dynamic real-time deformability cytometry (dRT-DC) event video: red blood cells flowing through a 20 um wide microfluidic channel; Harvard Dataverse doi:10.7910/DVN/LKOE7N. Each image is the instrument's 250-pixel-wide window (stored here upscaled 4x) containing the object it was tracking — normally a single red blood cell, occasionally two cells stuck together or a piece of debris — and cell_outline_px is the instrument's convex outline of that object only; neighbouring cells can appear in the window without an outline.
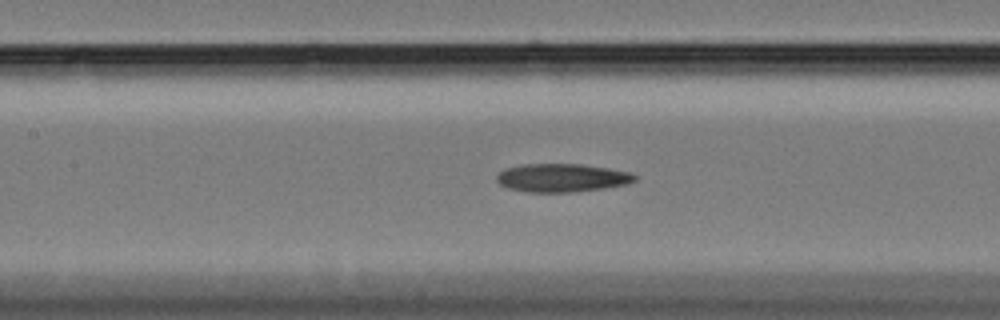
{"species": "Egyptian fruit bat (a non-hibernating species)", "species_latin": "Rousettus aegyptiacus", "temperature_condition": "cold", "stored_images_in_passage": 58, "camera_frame_rate_fps": 3000, "um_per_image_px": 0.085, "animal": {"sex": "female"}, "frame": {"image": 1, "passage_image": 26, "time_ms": 8.333, "image_size_px": [1000, 320], "cell_outline_px": [[636, 180], [628, 184], [604, 188], [572, 192], [524, 192], [508, 188], [500, 184], [496, 180], [496, 176], [504, 168], [520, 164], [580, 164], [608, 168], [632, 172], [636, 176]], "centroid_in_image_um": [47.75, 15.11], "position_along_channel_um": 159.7, "area_um2": 22.95}}
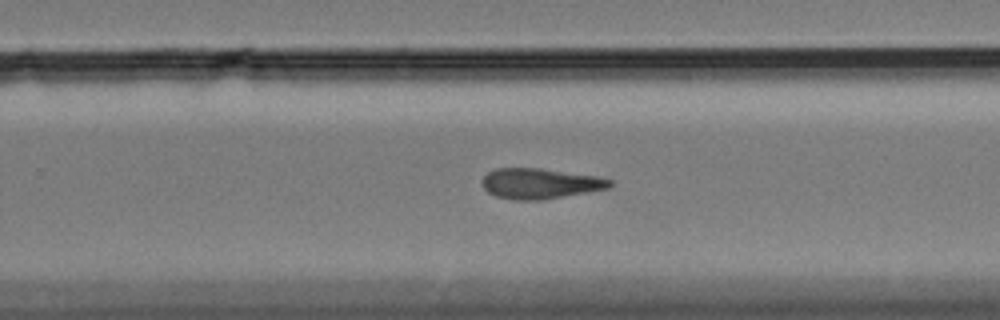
{"frame": {"image": 2, "passage_image": 37, "time_ms": 12.0, "image_size_px": [1000, 320], "cell_outline_px": [[612, 184], [608, 188], [544, 200], [512, 200], [496, 196], [488, 192], [484, 188], [484, 176], [488, 172], [496, 168], [540, 168], [596, 176], [612, 180]], "centroid_in_image_um": [45.9, 15.6], "position_along_channel_um": 283.9, "area_um2": 22.48}}
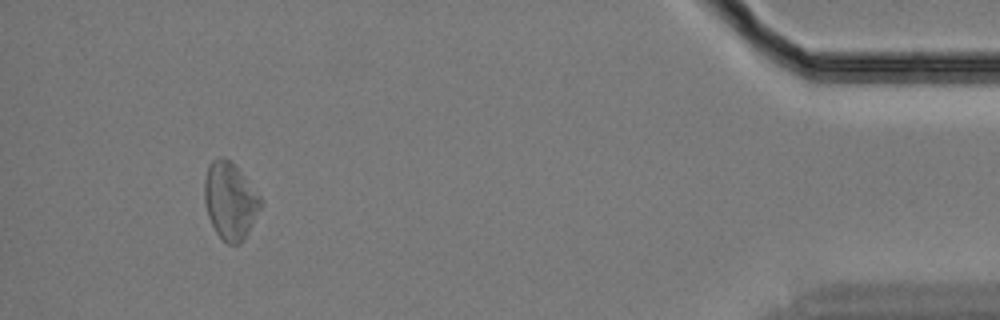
{"frame": {"image": 3, "passage_image": 54, "time_ms": 17.667, "image_size_px": [1000, 320], "cell_outline_px": [[264, 204], [244, 240], [240, 244], [228, 244], [216, 232], [208, 216], [204, 200], [204, 180], [208, 164], [212, 160], [220, 156], [224, 156], [236, 164], [264, 200]], "centroid_in_image_um": [19.59, 17.03], "position_along_channel_um": 415.6, "area_um2": 25.84}}